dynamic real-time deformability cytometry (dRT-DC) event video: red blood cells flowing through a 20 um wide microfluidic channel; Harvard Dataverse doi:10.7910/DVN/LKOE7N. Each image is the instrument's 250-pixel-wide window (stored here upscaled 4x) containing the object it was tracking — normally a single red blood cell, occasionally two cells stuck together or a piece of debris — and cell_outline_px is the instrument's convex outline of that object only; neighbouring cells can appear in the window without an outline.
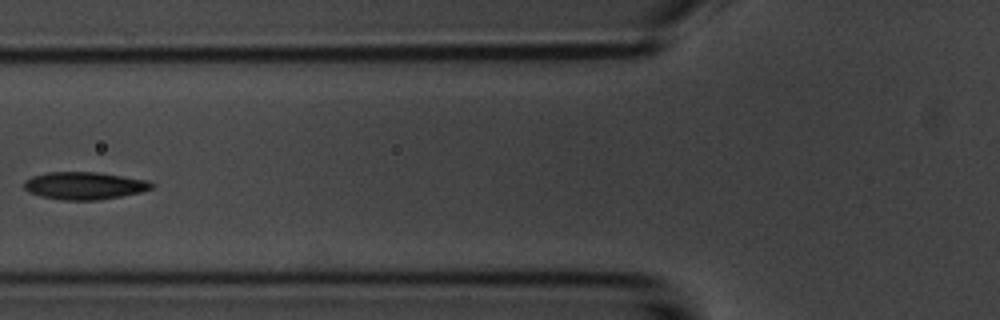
{"species": "common noctule bat (a hibernating species)", "species_latin": "Nyctalus noctula", "temperature_condition": "room temperature", "stored_images_in_passage": 6, "camera_frame_rate_fps": 3000, "um_per_image_px": 0.085, "animal": {"sex": "male", "body_mass_g": 20.1, "forearm_length_mm": 53.5}, "frame": {"image": 1, "passage_image": 5, "time_ms": 5.0, "image_size_px": [1000, 320], "cell_outline_px": [[156, 184], [152, 188], [140, 192], [120, 196], [96, 200], [64, 200], [40, 196], [28, 192], [24, 188], [24, 180], [32, 176], [48, 172], [96, 172], [148, 180]], "centroid_in_image_um": [7.16, 15.78], "position_along_channel_um": 118.6, "area_um2": 20.4}}
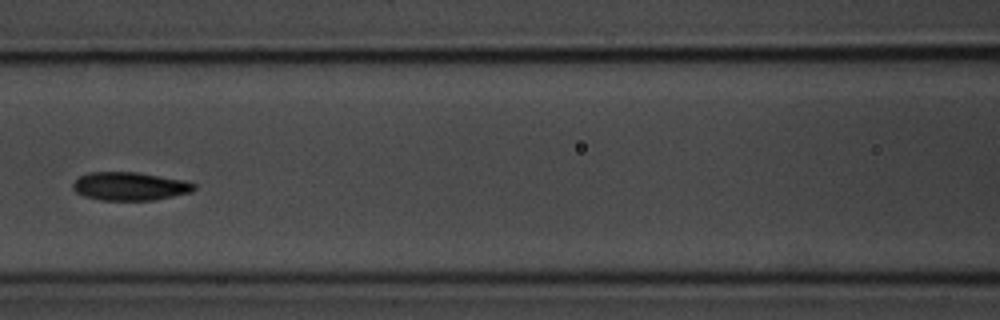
{"frame": {"image": 2, "passage_image": 6, "time_ms": 6.0, "image_size_px": [1000, 320], "cell_outline_px": [[196, 188], [192, 192], [152, 200], [100, 200], [84, 196], [76, 192], [72, 188], [72, 184], [80, 176], [88, 172], [136, 172], [184, 180], [196, 184]], "centroid_in_image_um": [11.03, 15.83], "position_along_channel_um": 155.6, "area_um2": 19.94}}